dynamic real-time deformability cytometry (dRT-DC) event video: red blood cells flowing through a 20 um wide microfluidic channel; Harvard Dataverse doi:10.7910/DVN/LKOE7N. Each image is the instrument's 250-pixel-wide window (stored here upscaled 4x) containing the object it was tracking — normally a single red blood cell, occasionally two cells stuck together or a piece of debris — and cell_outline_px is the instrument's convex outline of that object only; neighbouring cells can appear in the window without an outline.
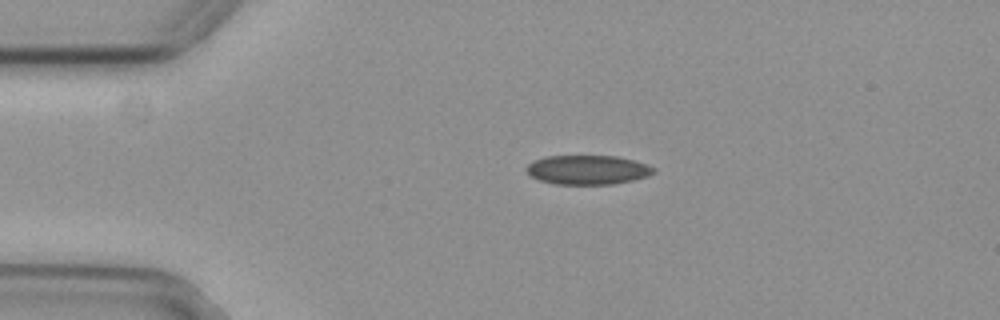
{"species": "common noctule bat (a hibernating species)", "species_latin": "Nyctalus noctula", "temperature_condition": "cold", "stored_images_in_passage": 37, "camera_frame_rate_fps": 3000, "um_per_image_px": 0.085, "animal": {"sex": "female", "body_mass_g": 29.2, "forearm_length_mm": 56.3}, "frame": {"image": 1, "passage_image": 1, "time_ms": 0.0, "image_size_px": [1000, 320], "cell_outline_px": [[656, 172], [648, 176], [632, 180], [612, 184], [556, 184], [540, 180], [532, 176], [524, 168], [528, 164], [544, 156], [616, 156], [648, 164], [656, 168]], "centroid_in_image_um": [49.98, 14.43], "position_along_channel_um": 35.0, "area_um2": 21.62}}
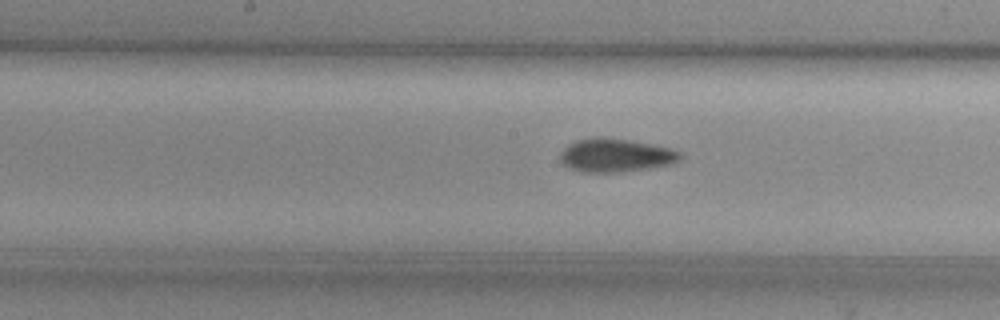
{"frame": {"image": 2, "passage_image": 17, "time_ms": 5.333, "image_size_px": [1000, 320], "cell_outline_px": [[684, 156], [680, 160], [672, 164], [648, 168], [620, 172], [580, 172], [568, 168], [560, 164], [560, 152], [568, 144], [576, 140], [592, 136], [600, 136], [628, 140], [652, 144], [672, 148], [680, 152]], "centroid_in_image_um": [52.3, 13.2], "position_along_channel_um": 195.9, "area_um2": 23.81}}
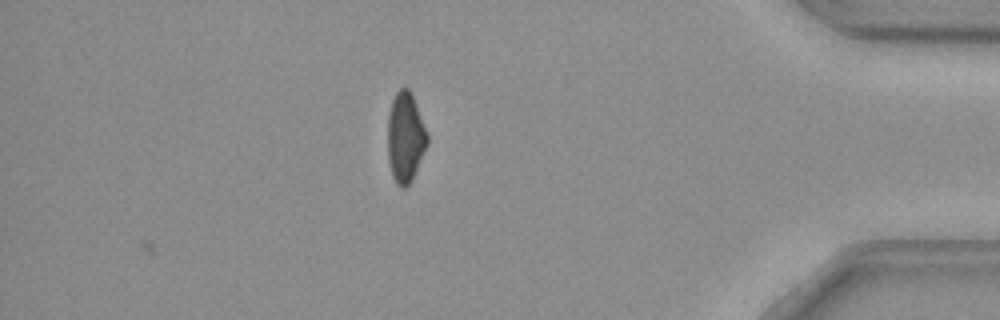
{"frame": {"image": 3, "passage_image": 37, "time_ms": 12.0, "image_size_px": [1000, 320], "cell_outline_px": [[428, 144], [412, 180], [404, 188], [400, 188], [396, 184], [392, 176], [388, 160], [388, 112], [392, 100], [396, 92], [400, 88], [408, 88], [412, 92], [428, 136]], "centroid_in_image_um": [34.45, 11.68], "position_along_channel_um": 400.8, "area_um2": 20.92}, "authors_computed_cell_mechanics": {"area_um2": 22.6576, "velocity_mm_per_s": 3.7192, "shape_relaxation_time_tau1_ms": 9.204, "shape_relaxation_time_tau2_ms": 3.6637, "deformation_change_tau1": 0.1626, "deformation_change_tau2": 0.0828}}